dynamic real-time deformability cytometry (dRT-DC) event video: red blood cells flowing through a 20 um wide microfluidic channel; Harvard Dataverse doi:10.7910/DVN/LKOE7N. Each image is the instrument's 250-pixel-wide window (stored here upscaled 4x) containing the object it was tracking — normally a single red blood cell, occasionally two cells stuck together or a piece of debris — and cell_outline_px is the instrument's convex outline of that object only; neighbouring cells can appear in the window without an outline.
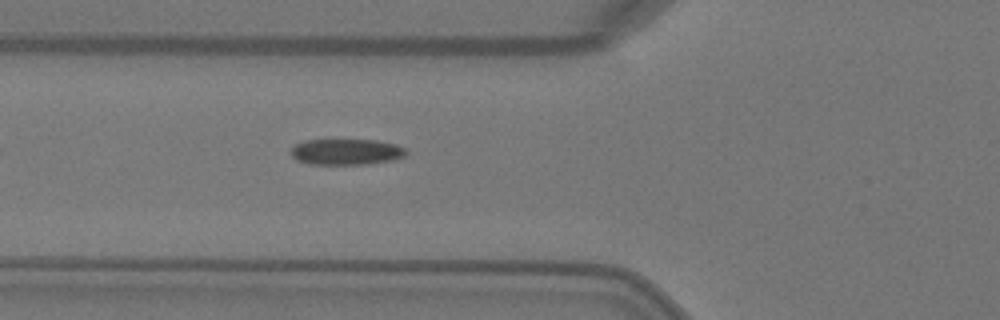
{"species": "Egyptian fruit bat (a non-hibernating species)", "species_latin": "Rousettus aegyptiacus", "temperature_condition": "warm", "stored_images_in_passage": 2, "camera_frame_rate_fps": 3000, "um_per_image_px": 0.085, "animal": {"sex": "female"}, "frame": {"image": 1, "passage_image": 2, "time_ms": 0.333, "image_size_px": [1000, 320], "cell_outline_px": [[408, 152], [404, 156], [392, 160], [368, 164], [308, 164], [296, 160], [292, 156], [292, 148], [296, 144], [308, 140], [376, 140], [396, 144], [404, 148]], "centroid_in_image_um": [29.45, 12.91], "position_along_channel_um": 96.4, "area_um2": 17.34}}